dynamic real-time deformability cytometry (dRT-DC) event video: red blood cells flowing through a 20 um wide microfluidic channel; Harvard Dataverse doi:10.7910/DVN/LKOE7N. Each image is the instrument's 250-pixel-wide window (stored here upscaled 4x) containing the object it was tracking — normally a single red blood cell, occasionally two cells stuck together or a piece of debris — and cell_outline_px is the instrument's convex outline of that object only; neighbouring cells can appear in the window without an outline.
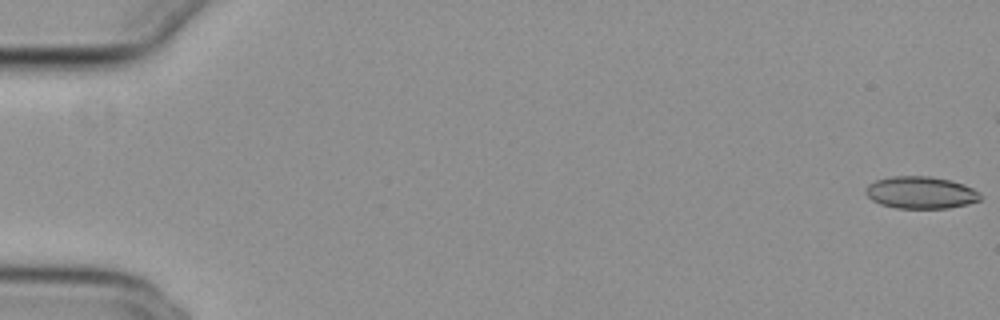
{"species": "common noctule bat (a hibernating species)", "species_latin": "Nyctalus noctula", "temperature_condition": "cold", "stored_images_in_passage": 49, "camera_frame_rate_fps": 3000, "um_per_image_px": 0.085, "animal": {"sex": "female", "body_mass_g": 29.2, "forearm_length_mm": 56.3}, "frame": {"image": 1, "passage_image": 1, "time_ms": 0.0, "image_size_px": [1000, 320], "cell_outline_px": [[980, 200], [968, 204], [948, 208], [896, 208], [880, 204], [872, 200], [864, 192], [868, 184], [876, 180], [892, 176], [928, 176], [948, 180], [964, 184], [972, 188], [980, 196]], "centroid_in_image_um": [78.22, 16.37], "position_along_channel_um": 6.8, "area_um2": 21.33}}
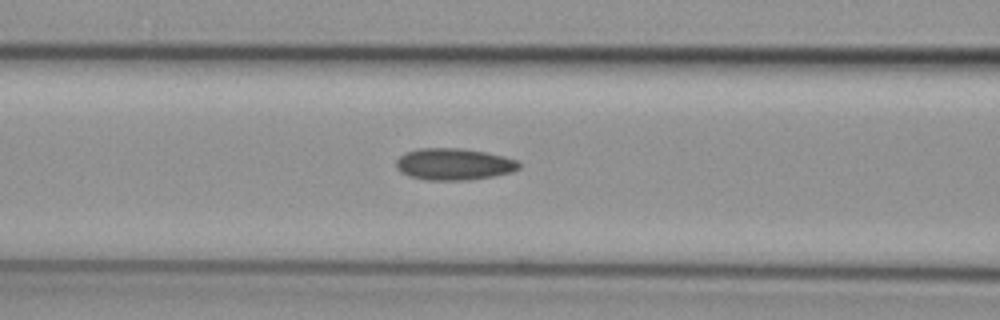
{"frame": {"image": 2, "passage_image": 24, "time_ms": 7.667, "image_size_px": [1000, 320], "cell_outline_px": [[520, 168], [512, 172], [492, 176], [468, 180], [424, 180], [408, 176], [400, 172], [396, 168], [396, 160], [404, 152], [420, 148], [460, 148], [484, 152], [504, 156], [516, 160], [520, 164]], "centroid_in_image_um": [38.54, 13.96], "position_along_channel_um": 128.1, "area_um2": 22.83}}
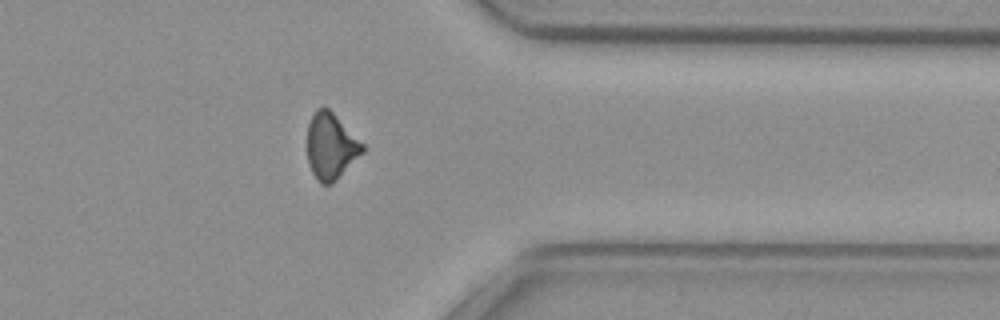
{"frame": {"image": 3, "passage_image": 45, "time_ms": 14.667, "image_size_px": [1000, 320], "cell_outline_px": [[364, 152], [332, 184], [320, 184], [316, 180], [308, 164], [308, 124], [316, 108], [328, 108], [364, 144]], "centroid_in_image_um": [28.12, 12.46], "position_along_channel_um": 383.3, "area_um2": 21.15}}